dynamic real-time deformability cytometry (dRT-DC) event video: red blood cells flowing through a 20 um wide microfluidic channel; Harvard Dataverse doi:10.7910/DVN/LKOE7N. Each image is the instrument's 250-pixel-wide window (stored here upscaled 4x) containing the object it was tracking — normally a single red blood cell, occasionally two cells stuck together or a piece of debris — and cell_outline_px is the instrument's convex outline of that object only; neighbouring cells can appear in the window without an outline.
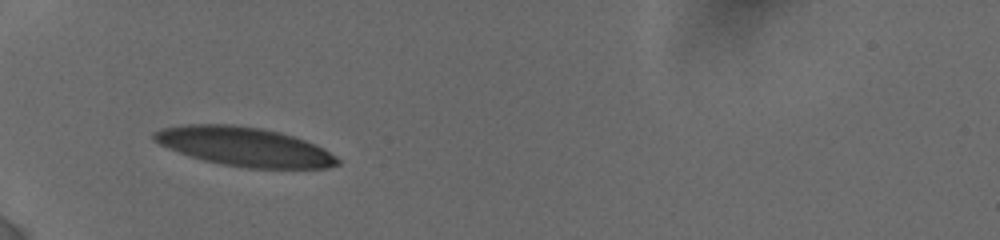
{"species": "human", "species_latin": "Homo sapiens", "temperature_condition": "cold", "stored_images_in_passage": 5, "camera_frame_rate_fps": 3000, "um_per_image_px": 0.085, "donor": {"sex": "female"}, "frame": {"image": 1, "passage_image": 1, "time_ms": 0.0, "image_size_px": [1000, 240], "cell_outline_px": [[340, 164], [328, 168], [248, 168], [224, 164], [204, 160], [168, 148], [152, 140], [152, 132], [164, 128], [184, 124], [232, 124], [260, 128], [280, 132], [304, 140], [324, 148], [336, 156], [340, 160]], "centroid_in_image_um": [20.78, 12.46], "position_along_channel_um": 64.2, "area_um2": 41.5}}